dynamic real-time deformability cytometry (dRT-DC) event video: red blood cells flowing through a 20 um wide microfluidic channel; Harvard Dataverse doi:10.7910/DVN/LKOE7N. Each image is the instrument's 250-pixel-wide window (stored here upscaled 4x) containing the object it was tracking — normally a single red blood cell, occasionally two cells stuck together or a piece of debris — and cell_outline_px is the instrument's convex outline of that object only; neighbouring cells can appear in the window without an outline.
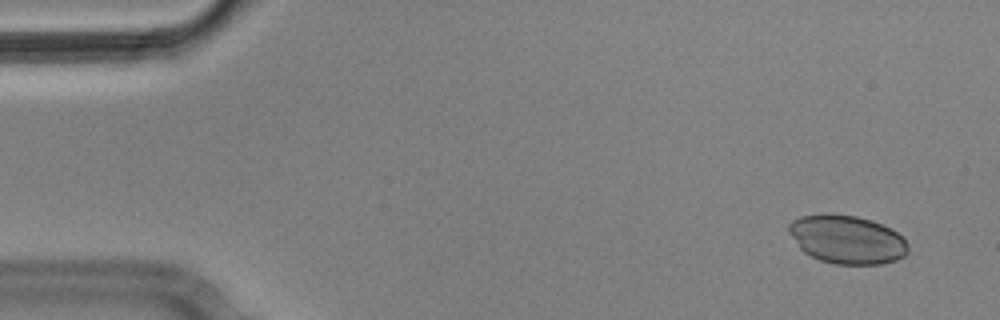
{"species": "Egyptian fruit bat (a non-hibernating species)", "species_latin": "Rousettus aegyptiacus", "temperature_condition": "cold", "stored_images_in_passage": 6, "camera_frame_rate_fps": 3000, "um_per_image_px": 0.085, "animal": {"sex": "male"}, "frame": {"image": 1, "passage_image": 1, "time_ms": 0.0, "image_size_px": [1000, 320], "cell_outline_px": [[908, 252], [904, 256], [896, 260], [880, 264], [836, 264], [820, 260], [804, 252], [800, 248], [788, 232], [788, 224], [792, 220], [800, 216], [856, 216], [880, 224], [896, 232], [908, 244]], "centroid_in_image_um": [71.99, 20.39], "position_along_channel_um": 13.0, "area_um2": 32.83}}
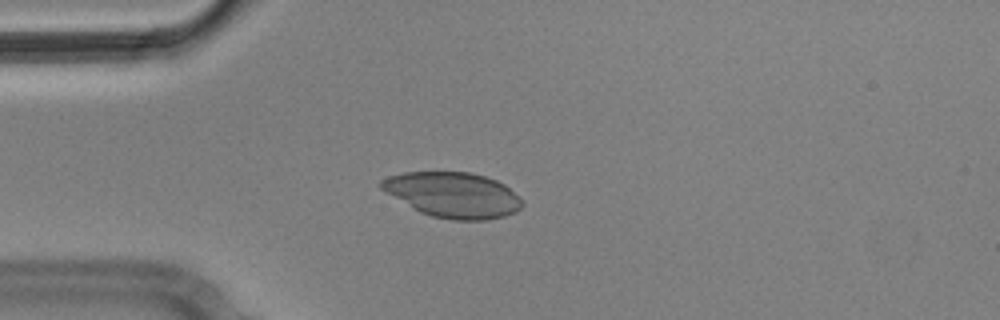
{"frame": {"image": 2, "passage_image": 4, "time_ms": 1.0, "image_size_px": [1000, 320], "cell_outline_px": [[524, 204], [516, 212], [504, 216], [488, 220], [452, 220], [432, 216], [420, 212], [380, 188], [380, 180], [388, 176], [404, 172], [468, 172], [484, 176], [496, 180], [504, 184], [524, 200]], "centroid_in_image_um": [38.54, 16.57], "position_along_channel_um": 46.5, "area_um2": 37.11}}